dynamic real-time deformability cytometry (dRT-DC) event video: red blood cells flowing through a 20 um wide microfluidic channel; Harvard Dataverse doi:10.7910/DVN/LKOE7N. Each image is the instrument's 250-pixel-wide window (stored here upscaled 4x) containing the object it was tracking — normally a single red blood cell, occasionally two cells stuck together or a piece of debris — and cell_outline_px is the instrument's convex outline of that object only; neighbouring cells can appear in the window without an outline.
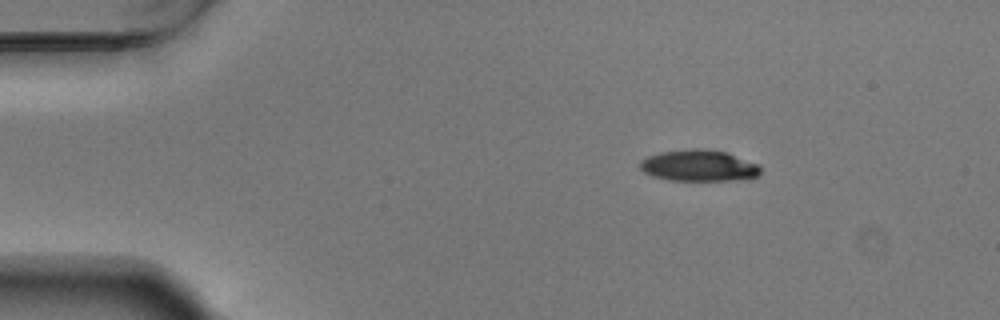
{"species": "Egyptian fruit bat (a non-hibernating species)", "species_latin": "Rousettus aegyptiacus", "temperature_condition": "warm", "stored_images_in_passage": 47, "camera_frame_rate_fps": 3000, "um_per_image_px": 0.085, "animal": {"sex": "male"}, "frame": {"image": 1, "passage_image": 1, "time_ms": 0.0, "image_size_px": [1000, 320], "cell_outline_px": [[760, 172], [756, 176], [740, 180], [668, 180], [652, 176], [644, 172], [640, 168], [640, 160], [648, 156], [660, 152], [684, 148], [704, 148], [728, 152], [760, 164]], "centroid_in_image_um": [59.4, 14.06], "position_along_channel_um": 25.6, "area_um2": 22.37}}
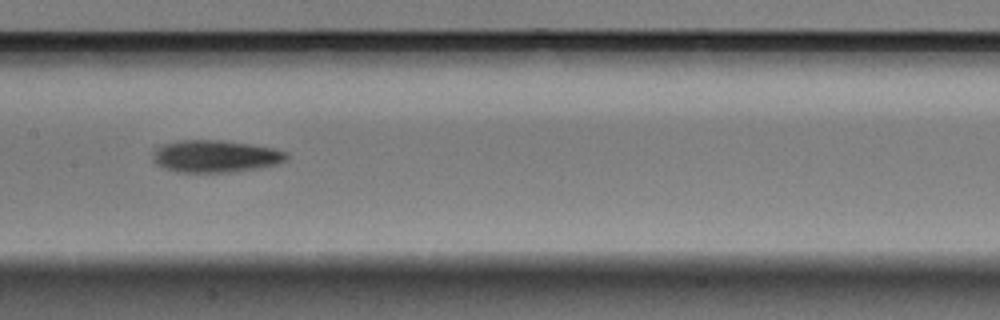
{"frame": {"image": 2, "passage_image": 20, "time_ms": 6.333, "image_size_px": [1000, 320], "cell_outline_px": [[288, 160], [276, 164], [256, 168], [232, 172], [176, 172], [160, 168], [152, 160], [152, 156], [164, 144], [176, 140], [220, 140], [252, 144], [272, 148], [288, 152]], "centroid_in_image_um": [18.31, 13.29], "position_along_channel_um": 189.1, "area_um2": 25.14}}
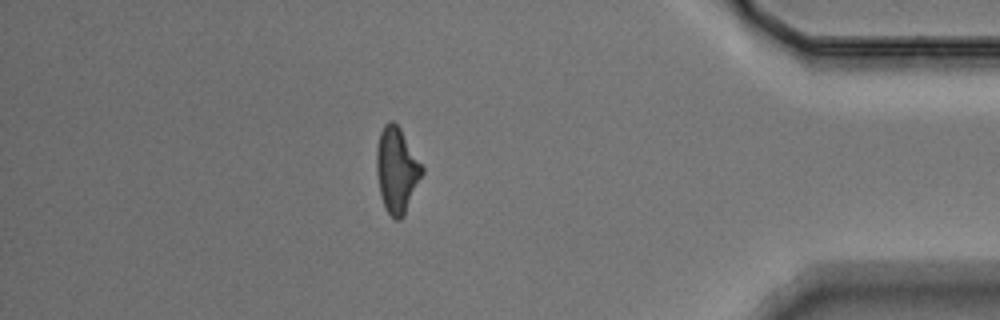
{"frame": {"image": 3, "passage_image": 40, "time_ms": 13.0, "image_size_px": [1000, 320], "cell_outline_px": [[424, 172], [404, 216], [400, 220], [396, 220], [388, 212], [380, 196], [376, 172], [376, 148], [380, 132], [384, 124], [388, 120], [392, 120], [400, 128], [424, 168]], "centroid_in_image_um": [33.71, 14.44], "position_along_channel_um": 401.5, "area_um2": 22.72}, "authors_computed_cell_mechanics": {"area_um2": 23.0622, "velocity_mm_per_s": 3.7304, "shape_relaxation_time_tau1_ms": 4.0634, "shape_relaxation_time_tau2_ms": null, "deformation_change_tau1": 0.1386, "deformation_change_tau2": null}}